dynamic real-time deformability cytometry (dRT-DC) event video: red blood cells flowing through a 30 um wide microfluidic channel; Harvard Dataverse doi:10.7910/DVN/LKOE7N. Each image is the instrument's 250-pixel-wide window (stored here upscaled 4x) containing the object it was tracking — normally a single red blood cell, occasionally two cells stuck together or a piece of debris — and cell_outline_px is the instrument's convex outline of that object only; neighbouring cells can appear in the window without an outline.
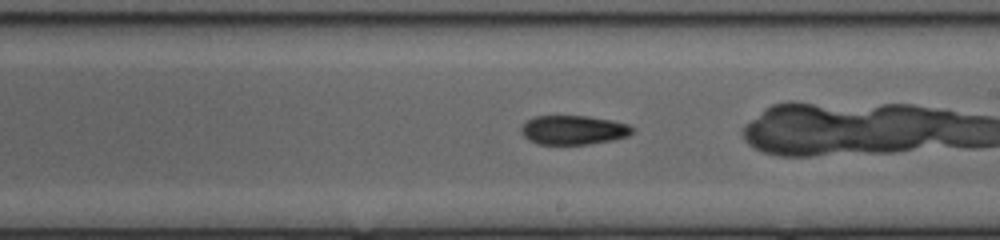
{"species": "common noctule bat (a hibernating species)", "species_latin": "Nyctalus noctula", "temperature_condition": "cold", "stored_images_in_passage": 50, "camera_frame_rate_fps": 3000, "um_per_image_px": 0.085, "animal": {"sex": "female", "body_mass_g": 20.0, "forearm_length_mm": 54.0}, "frame": {"image": 1, "passage_image": 30, "time_ms": 9.667, "image_size_px": [1000, 240], "cell_outline_px": [[636, 128], [628, 136], [612, 140], [588, 144], [536, 144], [528, 140], [520, 132], [520, 128], [532, 116], [588, 116], [612, 120], [628, 124]], "centroid_in_image_um": [48.74, 11.05], "position_along_channel_um": 240.3, "area_um2": 19.02}}
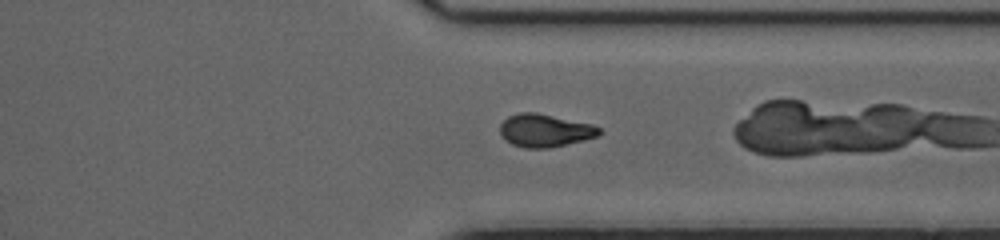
{"frame": {"image": 2, "passage_image": 39, "time_ms": 12.667, "image_size_px": [1000, 240], "cell_outline_px": [[600, 132], [596, 136], [584, 140], [548, 148], [524, 148], [512, 144], [504, 140], [500, 132], [500, 124], [508, 116], [520, 112], [536, 112], [592, 124], [600, 128]], "centroid_in_image_um": [46.28, 11.09], "position_along_channel_um": 365.1, "area_um2": 18.96}, "authors_computed_cell_mechanics": {"area_um2": 19.652, "velocity_mm_per_s": 4.1629, "shape_relaxation_time_tau1_ms": null, "shape_relaxation_time_tau2_ms": 2.4334, "deformation_change_tau1": null, "deformation_change_tau2": 0.0827}}